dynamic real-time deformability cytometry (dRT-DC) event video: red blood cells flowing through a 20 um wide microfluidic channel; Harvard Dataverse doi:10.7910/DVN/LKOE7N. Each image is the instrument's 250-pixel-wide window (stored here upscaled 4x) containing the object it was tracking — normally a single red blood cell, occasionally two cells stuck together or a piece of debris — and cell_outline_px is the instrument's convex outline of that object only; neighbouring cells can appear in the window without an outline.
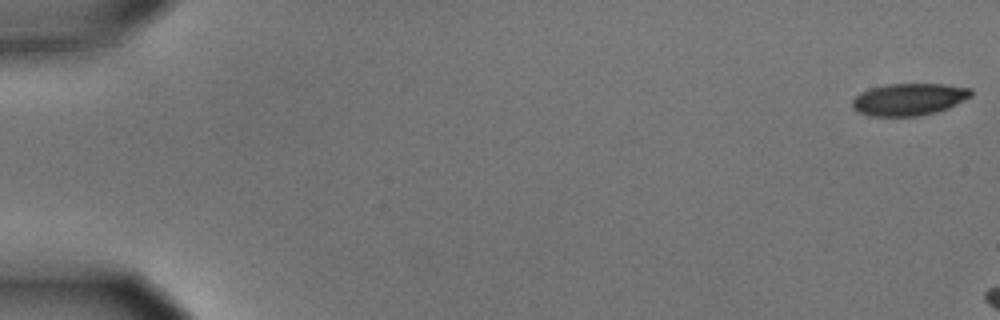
{"species": "common noctule bat (a hibernating species)", "species_latin": "Nyctalus noctula", "temperature_condition": "cold", "stored_images_in_passage": 7, "camera_frame_rate_fps": 3000, "um_per_image_px": 0.085, "animal": {"sex": "male", "body_mass_g": 15.6}, "frame": {"image": 1, "passage_image": 1, "time_ms": 0.0, "image_size_px": [1000, 320], "cell_outline_px": [[972, 96], [948, 108], [936, 112], [916, 116], [868, 116], [852, 108], [852, 100], [860, 92], [884, 84], [944, 84], [972, 88]], "centroid_in_image_um": [77.26, 8.44], "position_along_channel_um": 7.7, "area_um2": 22.25}}